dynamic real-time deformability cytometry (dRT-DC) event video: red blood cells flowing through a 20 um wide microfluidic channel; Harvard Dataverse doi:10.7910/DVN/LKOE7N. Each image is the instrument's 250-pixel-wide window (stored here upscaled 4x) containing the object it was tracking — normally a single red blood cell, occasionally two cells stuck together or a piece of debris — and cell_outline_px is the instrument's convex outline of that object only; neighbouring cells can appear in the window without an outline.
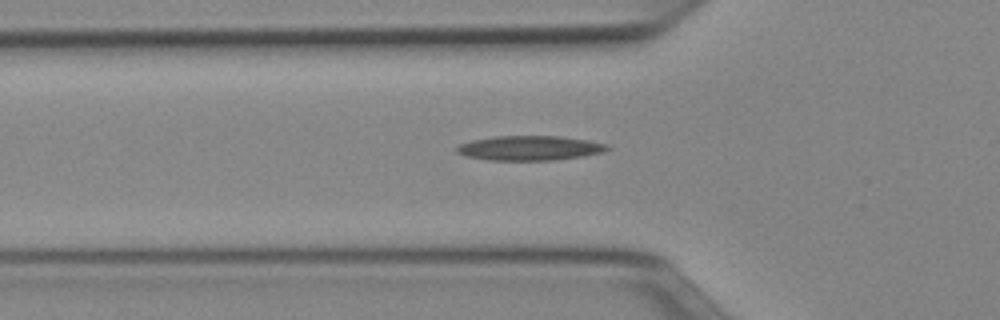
{"species": "Egyptian fruit bat (a non-hibernating species)", "species_latin": "Rousettus aegyptiacus", "temperature_condition": "cold", "stored_images_in_passage": 7, "camera_frame_rate_fps": 3000, "um_per_image_px": 0.085, "animal": {"sex": "female"}, "frame": {"image": 1, "passage_image": 7, "time_ms": 2.0, "image_size_px": [1000, 320], "cell_outline_px": [[612, 148], [600, 152], [584, 156], [556, 160], [488, 160], [464, 156], [456, 152], [456, 148], [460, 144], [472, 140], [492, 136], [560, 136], [588, 140], [608, 144]], "centroid_in_image_um": [45.02, 12.58], "position_along_channel_um": 80.8, "area_um2": 21.73}}